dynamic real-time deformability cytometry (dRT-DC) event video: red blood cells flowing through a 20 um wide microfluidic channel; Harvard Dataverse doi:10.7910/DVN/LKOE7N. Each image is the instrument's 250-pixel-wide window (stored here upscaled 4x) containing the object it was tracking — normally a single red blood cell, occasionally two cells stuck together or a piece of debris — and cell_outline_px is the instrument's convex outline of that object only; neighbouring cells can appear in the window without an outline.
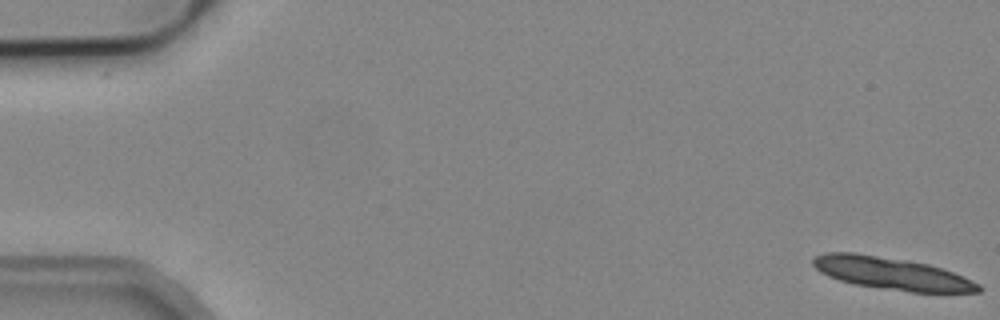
{"species": "common noctule bat (a hibernating species)", "species_latin": "Nyctalus noctula", "temperature_condition": "cold", "stored_images_in_passage": 14, "camera_frame_rate_fps": 3000, "um_per_image_px": 0.085, "animal": {"sex": "male", "body_mass_g": 19.2, "forearm_length_mm": 51.8}, "frame": {"image": 1, "passage_image": 1, "time_ms": 0.0, "image_size_px": [1000, 320], "cell_outline_px": [[984, 288], [980, 292], [912, 292], [880, 288], [852, 284], [828, 276], [820, 272], [812, 264], [812, 260], [816, 256], [824, 252], [856, 252], [928, 264], [952, 272], [972, 280], [980, 284]], "centroid_in_image_um": [75.78, 23.24], "position_along_channel_um": 9.2, "area_um2": 31.1}}